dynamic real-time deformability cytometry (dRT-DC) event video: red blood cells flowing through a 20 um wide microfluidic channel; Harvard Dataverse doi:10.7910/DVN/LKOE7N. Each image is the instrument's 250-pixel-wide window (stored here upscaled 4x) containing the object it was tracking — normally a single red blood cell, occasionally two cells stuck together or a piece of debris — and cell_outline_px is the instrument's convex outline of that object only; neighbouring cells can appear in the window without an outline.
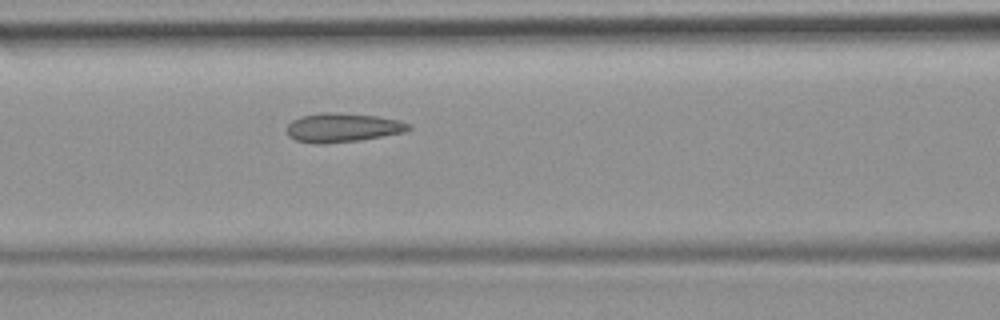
{"species": "common noctule bat (a hibernating species)", "species_latin": "Nyctalus noctula", "temperature_condition": "room temperature", "stored_images_in_passage": 36, "camera_frame_rate_fps": 3000, "um_per_image_px": 0.085, "animal": {"sex": "female", "body_mass_g": 19.9}, "frame": {"image": 1, "passage_image": 16, "time_ms": 5.0, "image_size_px": [1000, 320], "cell_outline_px": [[412, 128], [404, 132], [360, 140], [324, 144], [312, 144], [296, 140], [288, 136], [288, 124], [292, 120], [300, 116], [320, 112], [336, 112], [376, 116], [400, 120], [412, 124]], "centroid_in_image_um": [29.12, 10.84], "position_along_channel_um": 137.5, "area_um2": 20.81}}